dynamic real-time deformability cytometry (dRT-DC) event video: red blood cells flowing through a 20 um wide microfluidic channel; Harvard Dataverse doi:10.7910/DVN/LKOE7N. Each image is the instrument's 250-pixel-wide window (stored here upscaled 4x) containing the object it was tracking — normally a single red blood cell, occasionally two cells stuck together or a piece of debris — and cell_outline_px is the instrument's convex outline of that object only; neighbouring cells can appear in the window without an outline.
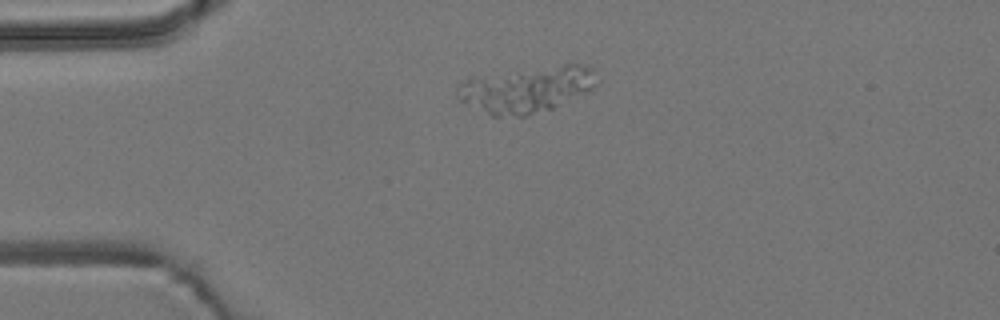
{"species": "common noctule bat (a hibernating species)", "species_latin": "Nyctalus noctula", "temperature_condition": "room temperature", "stored_images_in_passage": 41, "camera_frame_rate_fps": 3000, "um_per_image_px": 0.085, "animal": {"sex": "male", "body_mass_g": 19.2, "forearm_length_mm": 51.8}, "frame": {"image": 1, "passage_image": 1, "time_ms": 0.0, "image_size_px": [1000, 320], "cell_outline_px": [[596, 88], [552, 108], [528, 116], [492, 116], [460, 100], [456, 92], [456, 88], [464, 80], [564, 64], [580, 64], [592, 68]], "centroid_in_image_um": [44.79, 7.64], "position_along_channel_um": 40.2, "area_um2": 36.24}}
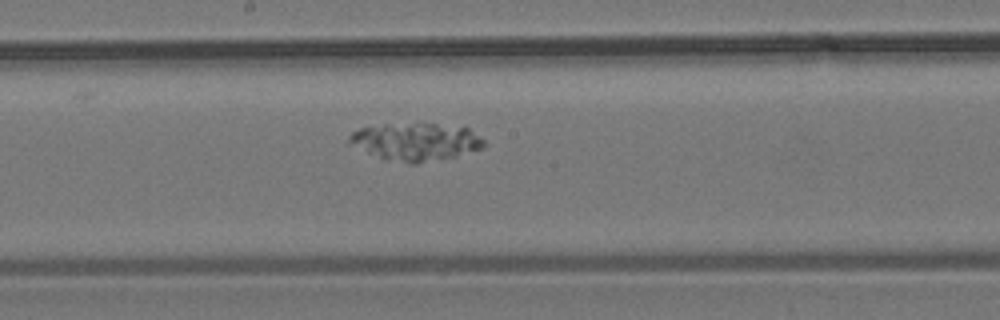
{"frame": {"image": 2, "passage_image": 17, "time_ms": 5.333, "image_size_px": [1000, 320], "cell_outline_px": [[488, 144], [484, 148], [456, 156], [416, 164], [408, 164], [384, 160], [348, 144], [348, 136], [352, 132], [360, 128], [384, 124], [420, 120], [464, 124], [484, 140]], "centroid_in_image_um": [35.39, 11.99], "position_along_channel_um": 212.8, "area_um2": 31.39}}
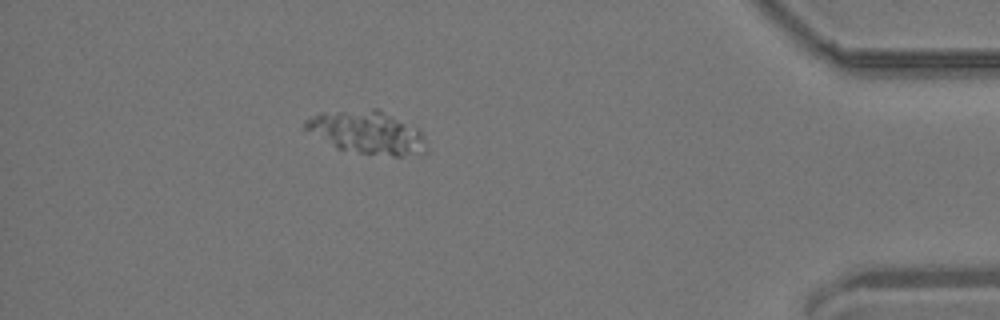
{"frame": {"image": 3, "passage_image": 36, "time_ms": 11.667, "image_size_px": [1000, 320], "cell_outline_px": [[428, 152], [420, 156], [392, 156], [360, 152], [336, 148], [300, 132], [300, 128], [304, 120], [320, 112], [372, 108], [380, 108], [420, 128], [424, 136], [428, 148]], "centroid_in_image_um": [31.17, 11.24], "position_along_channel_um": 404.0, "area_um2": 31.91}}